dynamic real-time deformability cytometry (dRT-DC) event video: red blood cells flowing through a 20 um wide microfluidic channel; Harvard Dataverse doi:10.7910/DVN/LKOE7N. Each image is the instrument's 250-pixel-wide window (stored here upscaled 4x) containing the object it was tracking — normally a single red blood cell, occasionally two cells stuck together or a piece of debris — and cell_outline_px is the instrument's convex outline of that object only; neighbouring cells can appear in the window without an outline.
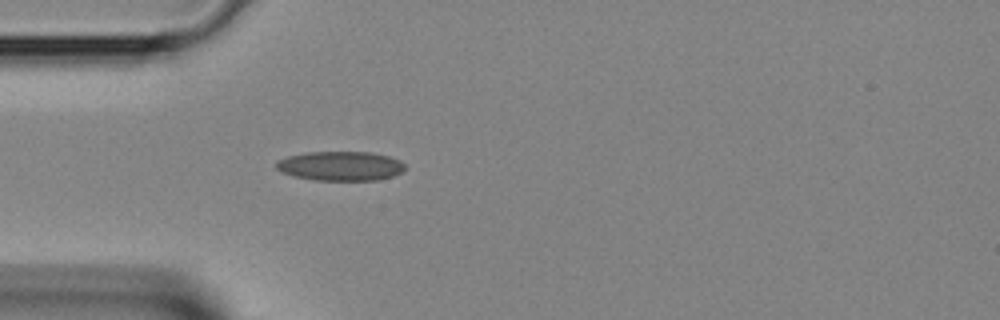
{"species": "Egyptian fruit bat (a non-hibernating species)", "species_latin": "Rousettus aegyptiacus", "temperature_condition": "room temperature", "stored_images_in_passage": 4, "camera_frame_rate_fps": 3000, "um_per_image_px": 0.085, "animal": {"sex": "female"}, "frame": {"image": 1, "passage_image": 4, "time_ms": 1.0, "image_size_px": [1000, 320], "cell_outline_px": [[404, 168], [400, 172], [392, 176], [376, 180], [312, 180], [292, 176], [280, 172], [276, 168], [276, 160], [288, 156], [308, 152], [368, 152], [388, 156], [400, 160], [404, 164]], "centroid_in_image_um": [28.88, 14.11], "position_along_channel_um": 56.1, "area_um2": 22.02}}